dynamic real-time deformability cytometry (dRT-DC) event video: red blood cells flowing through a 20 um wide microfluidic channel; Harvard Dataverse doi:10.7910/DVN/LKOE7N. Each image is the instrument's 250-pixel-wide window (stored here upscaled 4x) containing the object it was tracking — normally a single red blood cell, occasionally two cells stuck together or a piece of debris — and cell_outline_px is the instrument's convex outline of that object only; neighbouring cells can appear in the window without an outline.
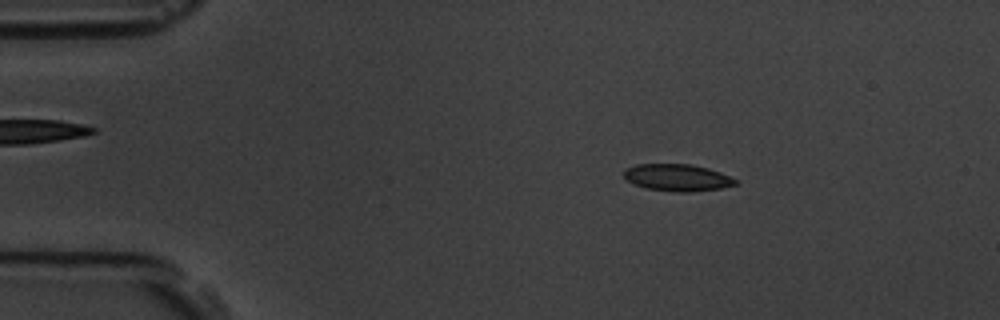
{"species": "common noctule bat (a hibernating species)", "species_latin": "Nyctalus noctula", "temperature_condition": "room temperature", "stored_images_in_passage": 4, "camera_frame_rate_fps": 3000, "um_per_image_px": 0.085, "animal": {"sex": "male", "body_mass_g": 19.5, "forearm_length_mm": 54.6}, "frame": {"image": 1, "passage_image": 2, "time_ms": 1.0, "image_size_px": [1000, 320], "cell_outline_px": [[740, 184], [720, 188], [688, 192], [680, 192], [644, 188], [628, 180], [624, 176], [624, 172], [628, 168], [636, 164], [688, 164], [708, 168], [720, 172], [736, 180]], "centroid_in_image_um": [57.59, 15.09], "position_along_channel_um": 27.4, "area_um2": 17.28}}
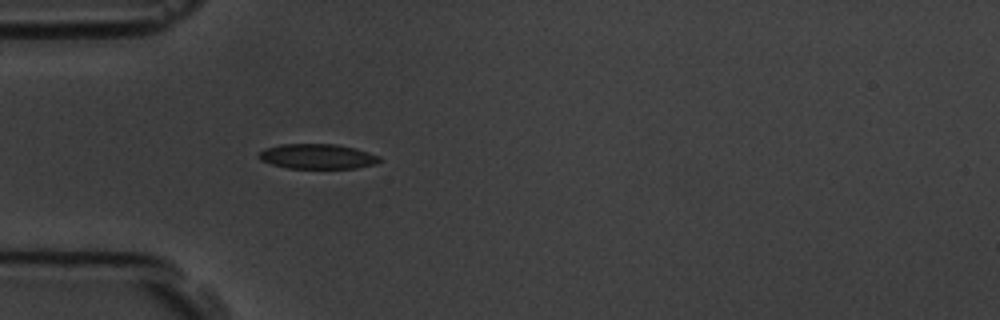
{"frame": {"image": 2, "passage_image": 4, "time_ms": 3.333, "image_size_px": [1000, 320], "cell_outline_px": [[384, 160], [376, 164], [356, 168], [288, 168], [272, 164], [260, 160], [256, 156], [264, 148], [280, 144], [336, 144], [356, 148], [380, 156]], "centroid_in_image_um": [27.0, 13.29], "position_along_channel_um": 58.0, "area_um2": 17.74}}